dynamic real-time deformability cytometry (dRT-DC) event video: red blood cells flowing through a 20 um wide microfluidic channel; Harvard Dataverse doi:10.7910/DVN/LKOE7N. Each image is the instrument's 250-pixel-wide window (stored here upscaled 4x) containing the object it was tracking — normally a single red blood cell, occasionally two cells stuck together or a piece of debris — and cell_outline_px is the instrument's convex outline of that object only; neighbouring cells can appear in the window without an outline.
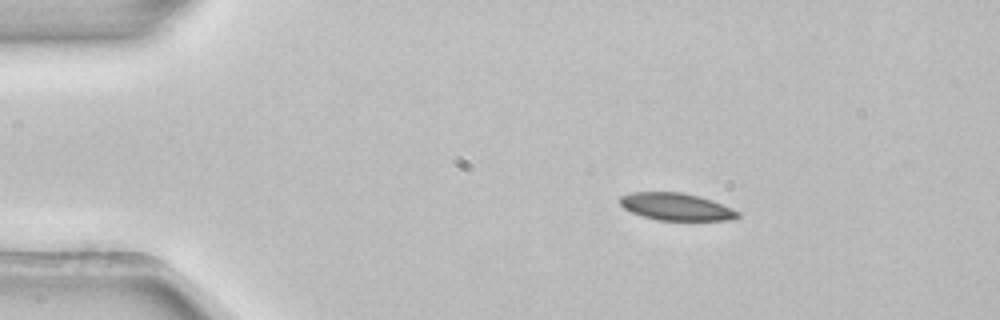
{"species": "common noctule bat (a hibernating species)", "species_latin": "Nyctalus noctula", "temperature_condition": "room temperature", "stored_images_in_passage": 4, "camera_frame_rate_fps": 3000, "um_per_image_px": 0.085, "animal": {"sex": "female", "body_mass_g": 22.7, "forearm_length_mm": 54.2}, "frame": {"image": 1, "passage_image": 1, "time_ms": 0.0, "image_size_px": [1000, 320], "cell_outline_px": [[740, 216], [732, 220], [656, 220], [632, 212], [624, 208], [620, 204], [620, 196], [632, 192], [684, 192], [712, 200], [740, 212]], "centroid_in_image_um": [57.48, 17.57], "position_along_channel_um": 27.5, "area_um2": 18.67}}
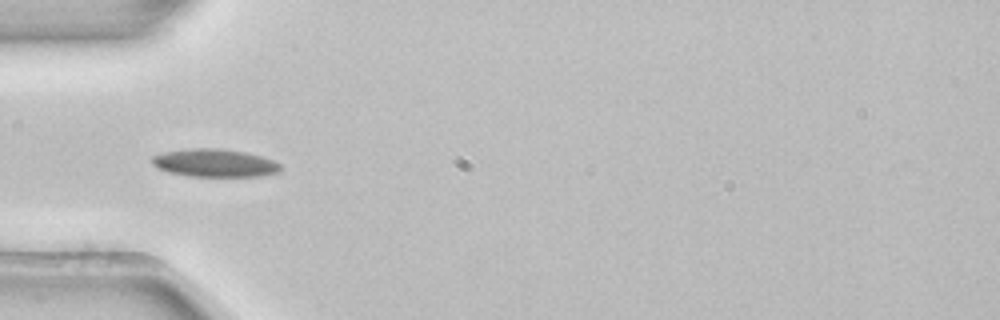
{"frame": {"image": 2, "passage_image": 3, "time_ms": 0.667, "image_size_px": [1000, 320], "cell_outline_px": [[284, 168], [280, 172], [260, 176], [188, 176], [168, 172], [152, 164], [152, 156], [164, 152], [188, 148], [220, 148], [244, 152], [260, 156], [272, 160], [280, 164]], "centroid_in_image_um": [18.27, 13.85], "position_along_channel_um": 66.7, "area_um2": 20.92}}